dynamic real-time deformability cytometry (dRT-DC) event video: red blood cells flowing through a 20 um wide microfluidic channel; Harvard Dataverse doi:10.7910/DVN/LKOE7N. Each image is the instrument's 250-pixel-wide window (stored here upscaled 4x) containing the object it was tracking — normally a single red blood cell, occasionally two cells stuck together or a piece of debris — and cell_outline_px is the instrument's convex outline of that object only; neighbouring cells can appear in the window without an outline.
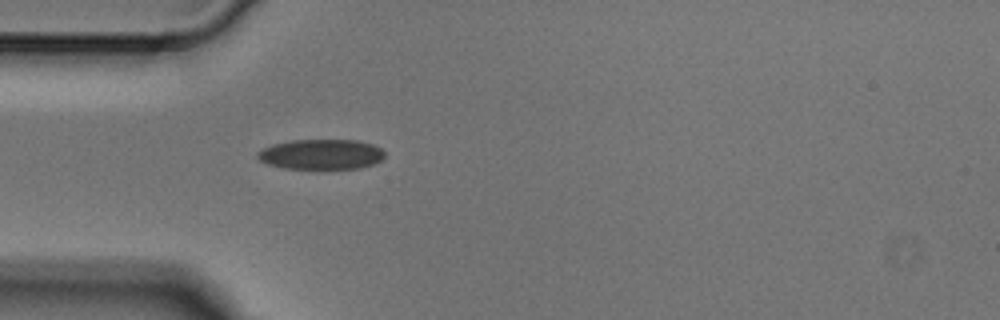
{"species": "Egyptian fruit bat (a non-hibernating species)", "species_latin": "Rousettus aegyptiacus", "temperature_condition": "cold", "stored_images_in_passage": 1, "camera_frame_rate_fps": 3000, "um_per_image_px": 0.085, "animal": {"sex": "male"}, "frame": {"image": 1, "passage_image": 1, "time_ms": 0.0, "image_size_px": [1000, 320], "cell_outline_px": [[384, 156], [380, 160], [372, 164], [360, 168], [284, 168], [268, 164], [260, 160], [256, 156], [256, 152], [272, 144], [292, 140], [356, 140], [372, 144], [380, 148], [384, 152]], "centroid_in_image_um": [27.27, 13.11], "position_along_channel_um": 57.7, "area_um2": 22.14}}